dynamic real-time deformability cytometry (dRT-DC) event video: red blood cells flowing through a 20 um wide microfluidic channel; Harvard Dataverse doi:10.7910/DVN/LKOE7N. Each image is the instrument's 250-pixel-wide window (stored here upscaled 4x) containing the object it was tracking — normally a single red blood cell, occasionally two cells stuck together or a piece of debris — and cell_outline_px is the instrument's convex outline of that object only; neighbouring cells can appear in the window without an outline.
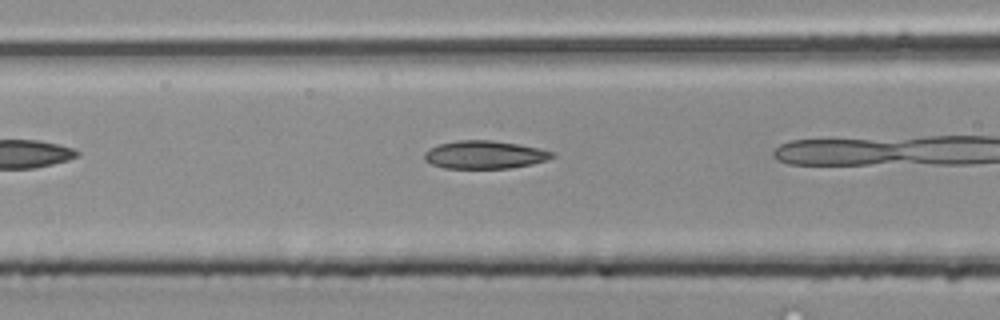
{"species": "common noctule bat (a hibernating species)", "species_latin": "Nyctalus noctula", "temperature_condition": "room temperature", "stored_images_in_passage": 8, "camera_frame_rate_fps": 3000, "um_per_image_px": 0.085, "animal": {"sex": "male", "body_mass_g": 20.4}, "frame": {"image": 1, "passage_image": 4, "time_ms": 1.0, "image_size_px": [1000, 320], "cell_outline_px": [[556, 156], [548, 160], [532, 164], [512, 168], [444, 168], [432, 164], [424, 160], [424, 152], [428, 148], [440, 144], [456, 140], [492, 140], [520, 144], [552, 152]], "centroid_in_image_um": [41.18, 13.15], "position_along_channel_um": 125.4, "area_um2": 20.92}}
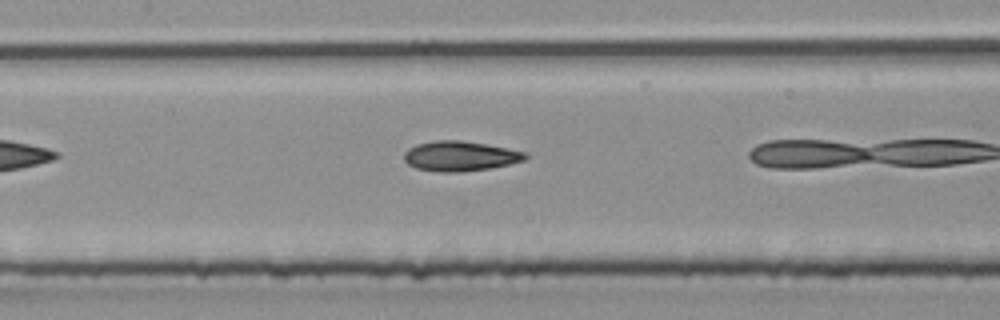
{"frame": {"image": 2, "passage_image": 7, "time_ms": 2.0, "image_size_px": [1000, 320], "cell_outline_px": [[528, 156], [524, 160], [508, 164], [488, 168], [460, 172], [436, 172], [416, 168], [408, 164], [404, 160], [404, 152], [408, 148], [416, 144], [436, 140], [460, 140], [484, 144], [524, 152]], "centroid_in_image_um": [39.03, 13.27], "position_along_channel_um": 168.4, "area_um2": 20.92}}